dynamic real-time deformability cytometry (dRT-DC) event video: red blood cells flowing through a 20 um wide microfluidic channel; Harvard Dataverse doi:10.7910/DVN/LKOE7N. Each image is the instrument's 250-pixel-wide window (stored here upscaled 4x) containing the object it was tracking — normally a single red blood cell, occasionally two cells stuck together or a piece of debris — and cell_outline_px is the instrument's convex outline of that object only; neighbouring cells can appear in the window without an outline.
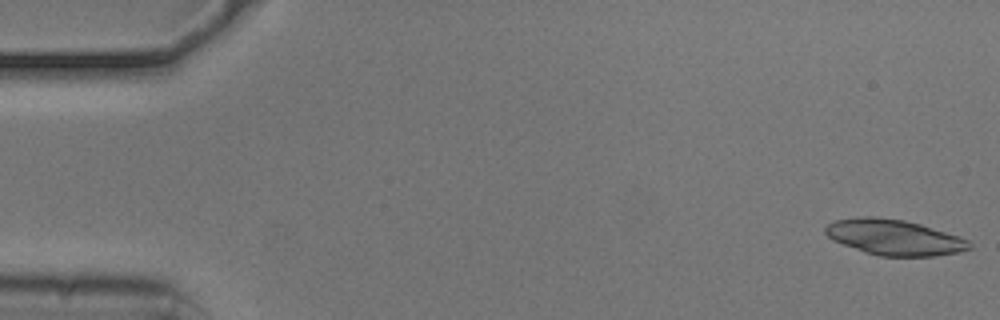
{"species": "common noctule bat (a hibernating species)", "species_latin": "Nyctalus noctula", "temperature_condition": "cold", "stored_images_in_passage": 53, "camera_frame_rate_fps": 3000, "um_per_image_px": 0.085, "animal": {"sex": "male", "body_mass_g": 20.5, "forearm_length_mm": 52.5}, "frame": {"image": 1, "passage_image": 1, "time_ms": 0.0, "image_size_px": [1000, 320], "cell_outline_px": [[972, 248], [960, 252], [936, 256], [880, 256], [864, 252], [832, 240], [824, 232], [824, 228], [828, 224], [836, 220], [864, 216], [876, 216], [904, 220], [920, 224], [960, 236], [968, 240], [972, 244]], "centroid_in_image_um": [76.03, 20.17], "position_along_channel_um": 9.0, "area_um2": 30.0}}